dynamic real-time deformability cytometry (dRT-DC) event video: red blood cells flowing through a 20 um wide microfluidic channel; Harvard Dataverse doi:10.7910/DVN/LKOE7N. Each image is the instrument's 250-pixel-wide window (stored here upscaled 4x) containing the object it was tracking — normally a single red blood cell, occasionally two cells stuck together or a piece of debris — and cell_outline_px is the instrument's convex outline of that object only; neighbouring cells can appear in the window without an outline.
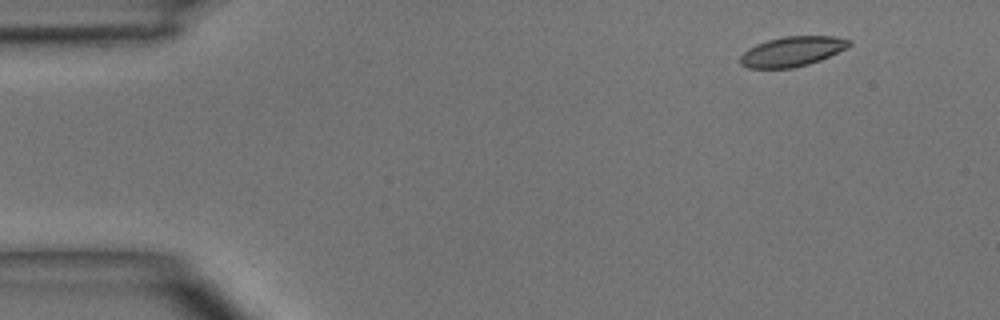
{"species": "common noctule bat (a hibernating species)", "species_latin": "Nyctalus noctula", "temperature_condition": "room temperature", "stored_images_in_passage": 3, "camera_frame_rate_fps": 3000, "um_per_image_px": 0.085, "animal": {"sex": "male", "body_mass_g": 15.6}, "frame": {"image": 1, "passage_image": 1, "time_ms": 0.0, "image_size_px": [1000, 320], "cell_outline_px": [[852, 44], [820, 60], [808, 64], [792, 68], [748, 68], [740, 64], [740, 56], [748, 48], [756, 44], [768, 40], [784, 36], [832, 36], [852, 40]], "centroid_in_image_um": [67.3, 4.37], "position_along_channel_um": 17.7, "area_um2": 18.79}}